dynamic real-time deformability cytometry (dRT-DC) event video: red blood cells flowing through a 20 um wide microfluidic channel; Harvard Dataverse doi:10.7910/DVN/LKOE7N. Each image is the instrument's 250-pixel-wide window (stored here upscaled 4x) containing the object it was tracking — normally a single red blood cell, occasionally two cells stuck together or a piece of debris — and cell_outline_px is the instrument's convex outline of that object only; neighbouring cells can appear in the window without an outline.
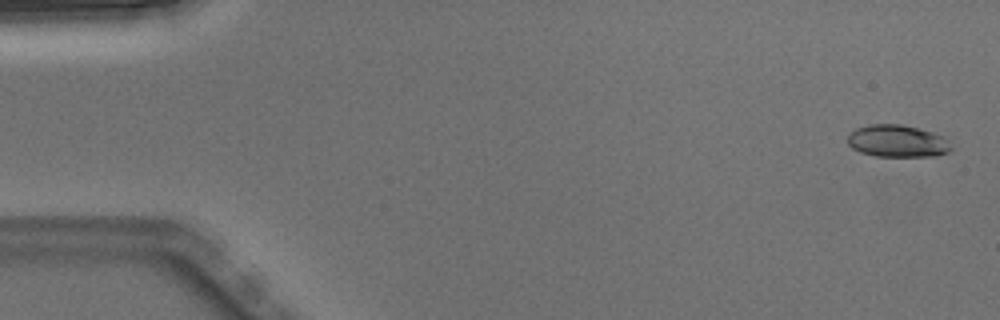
{"species": "Egyptian fruit bat (a non-hibernating species)", "species_latin": "Rousettus aegyptiacus", "temperature_condition": "warm", "stored_images_in_passage": 5, "segment_of_instrument_passage": [2, 2], "camera_frame_rate_fps": 3000, "um_per_image_px": 0.085, "animal": {"sex": "male"}, "frame": {"image": 1, "passage_image": 5, "time_ms": 1.333, "image_size_px": [1000, 320], "cell_outline_px": [[952, 148], [948, 152], [936, 156], [876, 156], [860, 152], [852, 148], [848, 144], [848, 136], [856, 128], [868, 124], [904, 124], [936, 132], [948, 136]], "centroid_in_image_um": [76.35, 11.97], "position_along_channel_um": 8.7, "area_um2": 19.88}}